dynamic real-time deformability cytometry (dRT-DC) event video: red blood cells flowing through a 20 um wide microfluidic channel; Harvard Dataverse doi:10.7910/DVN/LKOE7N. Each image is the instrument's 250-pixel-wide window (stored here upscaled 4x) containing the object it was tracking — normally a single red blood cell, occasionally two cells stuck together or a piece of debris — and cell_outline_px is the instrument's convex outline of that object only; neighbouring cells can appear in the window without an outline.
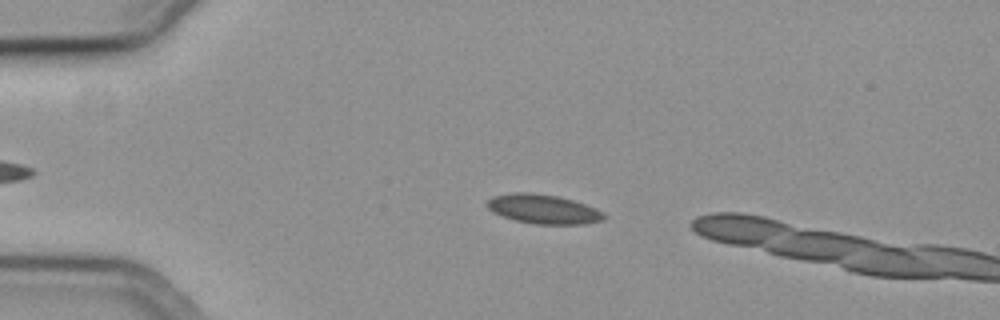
{"species": "common noctule bat (a hibernating species)", "species_latin": "Nyctalus noctula", "temperature_condition": "cold", "stored_images_in_passage": 8, "camera_frame_rate_fps": 3000, "um_per_image_px": 0.085, "animal": {"sex": "female", "body_mass_g": 19.3, "forearm_length_mm": 54.1}, "frame": {"image": 1, "passage_image": 5, "time_ms": 1.333, "image_size_px": [1000, 320], "cell_outline_px": [[608, 216], [604, 220], [584, 224], [536, 224], [516, 220], [492, 212], [488, 208], [488, 200], [492, 196], [512, 192], [532, 192], [560, 196], [596, 208], [604, 212]], "centroid_in_image_um": [46.22, 17.76], "position_along_channel_um": 38.8, "area_um2": 20.06}}